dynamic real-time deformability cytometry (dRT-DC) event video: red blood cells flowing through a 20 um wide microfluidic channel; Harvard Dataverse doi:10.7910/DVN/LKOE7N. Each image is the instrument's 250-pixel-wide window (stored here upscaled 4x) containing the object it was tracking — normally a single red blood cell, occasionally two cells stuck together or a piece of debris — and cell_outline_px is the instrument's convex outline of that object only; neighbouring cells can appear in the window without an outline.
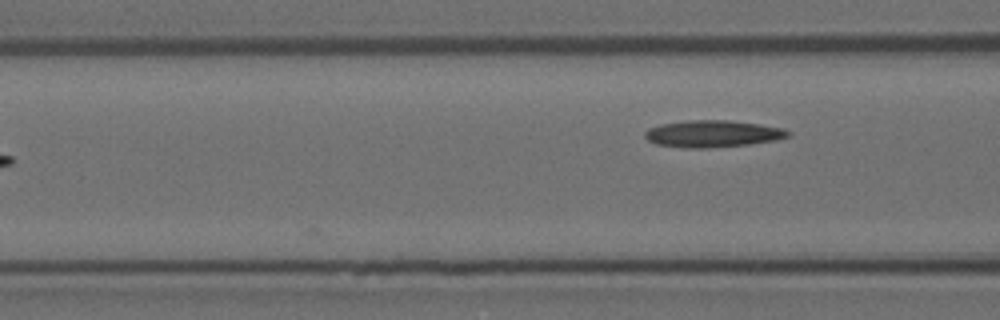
{"species": "Egyptian fruit bat (a non-hibernating species)", "species_latin": "Rousettus aegyptiacus", "temperature_condition": "room temperature", "stored_images_in_passage": 7, "camera_frame_rate_fps": 3000, "um_per_image_px": 0.085, "animal": {"sex": "female"}, "frame": {"image": 1, "passage_image": 7, "time_ms": 2.0, "image_size_px": [1000, 320], "cell_outline_px": [[792, 136], [776, 140], [748, 144], [708, 148], [688, 148], [656, 144], [648, 140], [644, 136], [644, 132], [648, 128], [660, 124], [688, 120], [728, 120], [760, 124], [784, 128], [792, 132]], "centroid_in_image_um": [60.61, 11.36], "position_along_channel_um": 106.0, "area_um2": 22.6}}